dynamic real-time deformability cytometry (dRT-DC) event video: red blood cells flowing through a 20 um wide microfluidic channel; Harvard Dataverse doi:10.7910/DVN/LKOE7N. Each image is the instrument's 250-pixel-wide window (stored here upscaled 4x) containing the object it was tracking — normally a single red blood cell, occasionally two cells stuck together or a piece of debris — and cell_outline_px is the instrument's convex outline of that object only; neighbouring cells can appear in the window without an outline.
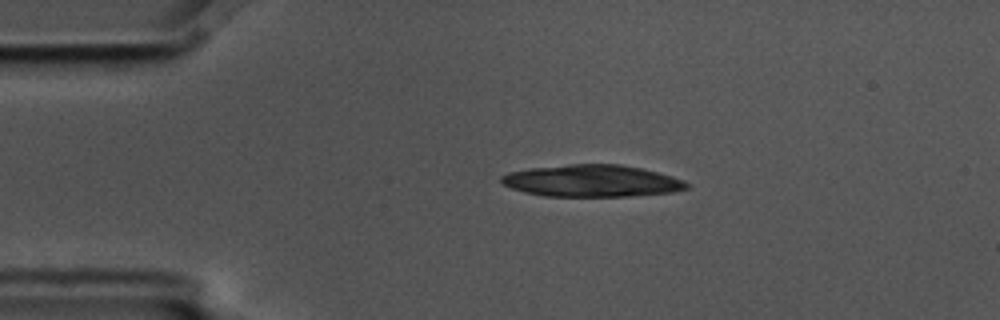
{"species": "common noctule bat (a hibernating species)", "species_latin": "Nyctalus noctula", "temperature_condition": "cold", "stored_images_in_passage": 4, "camera_frame_rate_fps": 3000, "um_per_image_px": 0.085, "animal": {"sex": "male", "body_mass_g": 17.5, "forearm_length_mm": 52.3}, "frame": {"image": 1, "passage_image": 2, "time_ms": 0.333, "image_size_px": [1000, 320], "cell_outline_px": [[692, 184], [688, 188], [672, 192], [628, 196], [544, 196], [524, 192], [512, 188], [504, 184], [500, 180], [500, 176], [508, 172], [528, 168], [568, 164], [620, 164], [640, 168], [672, 176], [684, 180]], "centroid_in_image_um": [50.3, 15.37], "position_along_channel_um": 34.7, "area_um2": 34.56}}